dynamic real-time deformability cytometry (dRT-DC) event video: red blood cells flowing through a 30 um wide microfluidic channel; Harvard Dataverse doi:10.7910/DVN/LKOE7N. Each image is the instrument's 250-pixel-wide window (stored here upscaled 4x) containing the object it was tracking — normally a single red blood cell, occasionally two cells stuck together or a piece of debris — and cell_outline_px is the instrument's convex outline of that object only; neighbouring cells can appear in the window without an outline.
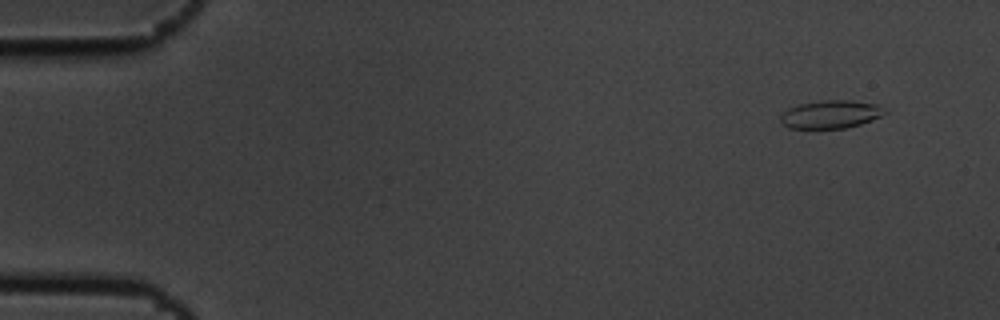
{"species": "common noctule bat (a hibernating species)", "species_latin": "Nyctalus noctula", "temperature_condition": "cold", "stored_images_in_passage": 6, "camera_frame_rate_fps": 3000, "um_per_image_px": 0.085, "animal": {"sex": "male", "body_mass_g": 19.5, "forearm_length_mm": 54.6}, "frame": {"image": 1, "passage_image": 2, "time_ms": 0.333, "image_size_px": [1000, 320], "cell_outline_px": [[888, 112], [872, 120], [860, 124], [844, 128], [788, 128], [780, 120], [780, 116], [788, 108], [800, 104], [824, 100], [852, 100], [876, 104]], "centroid_in_image_um": [70.61, 9.71], "position_along_channel_um": 14.4, "area_um2": 16.88}}